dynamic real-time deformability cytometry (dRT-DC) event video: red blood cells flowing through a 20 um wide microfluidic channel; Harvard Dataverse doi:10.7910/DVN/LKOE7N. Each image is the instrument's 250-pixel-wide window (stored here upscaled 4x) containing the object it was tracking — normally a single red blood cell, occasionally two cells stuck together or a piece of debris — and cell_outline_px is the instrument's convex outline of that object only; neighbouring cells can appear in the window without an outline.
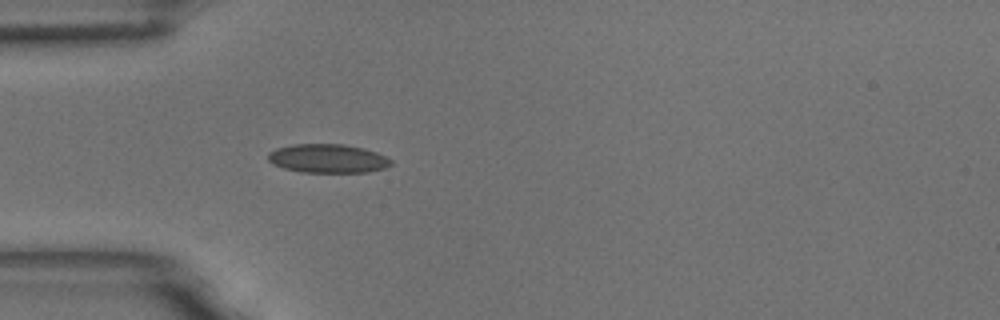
{"species": "common noctule bat (a hibernating species)", "species_latin": "Nyctalus noctula", "temperature_condition": "room temperature", "stored_images_in_passage": 36, "camera_frame_rate_fps": 3000, "um_per_image_px": 0.085, "animal": {"sex": "male", "body_mass_g": 18.8}, "frame": {"image": 1, "passage_image": 1, "time_ms": 0.0, "image_size_px": [1000, 320], "cell_outline_px": [[392, 164], [388, 168], [368, 172], [300, 172], [284, 168], [272, 164], [268, 160], [268, 152], [276, 148], [292, 144], [344, 144], [364, 148], [376, 152], [392, 160]], "centroid_in_image_um": [27.87, 13.47], "position_along_channel_um": 57.1, "area_um2": 20.81}}
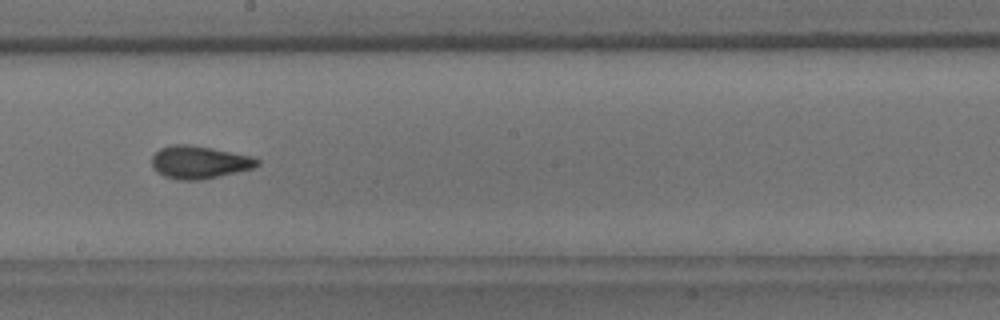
{"frame": {"image": 2, "passage_image": 16, "time_ms": 5.0, "image_size_px": [1000, 320], "cell_outline_px": [[260, 164], [256, 168], [220, 176], [200, 180], [176, 180], [164, 176], [156, 172], [152, 168], [152, 156], [160, 148], [172, 144], [188, 144], [212, 148], [252, 156], [260, 160]], "centroid_in_image_um": [16.95, 13.79], "position_along_channel_um": 231.3, "area_um2": 20.4}}
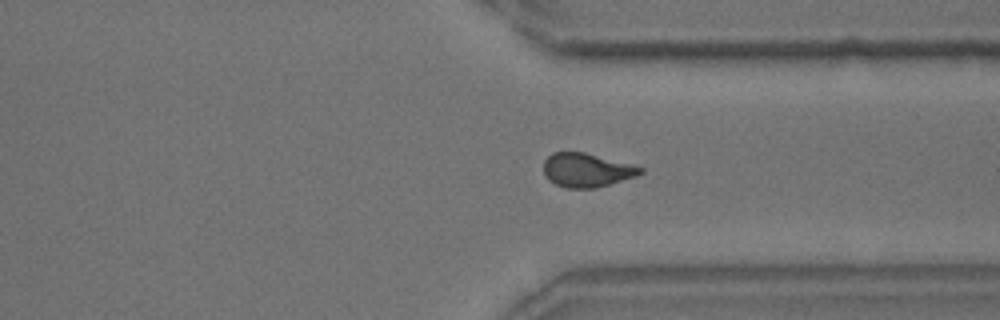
{"frame": {"image": 3, "passage_image": 27, "time_ms": 8.667, "image_size_px": [1000, 320], "cell_outline_px": [[644, 172], [636, 176], [596, 188], [564, 188], [548, 180], [544, 176], [544, 160], [552, 152], [584, 152], [632, 164], [644, 168]], "centroid_in_image_um": [49.86, 14.46], "position_along_channel_um": 361.5, "area_um2": 19.19}}